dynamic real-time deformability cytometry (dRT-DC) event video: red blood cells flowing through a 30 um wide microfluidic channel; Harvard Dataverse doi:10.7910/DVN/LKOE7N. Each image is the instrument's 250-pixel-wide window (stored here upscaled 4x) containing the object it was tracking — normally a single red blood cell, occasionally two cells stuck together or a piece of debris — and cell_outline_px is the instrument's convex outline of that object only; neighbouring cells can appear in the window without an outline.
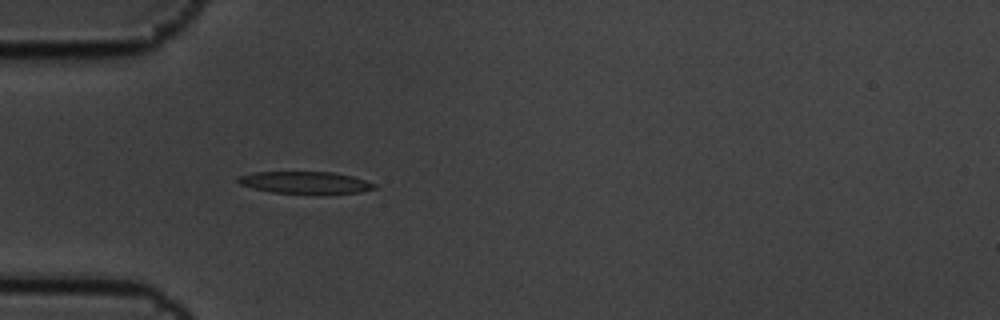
{"species": "common noctule bat (a hibernating species)", "species_latin": "Nyctalus noctula", "temperature_condition": "cold", "stored_images_in_passage": 4, "camera_frame_rate_fps": 3000, "um_per_image_px": 0.085, "animal": {"sex": "male", "body_mass_g": 19.5, "forearm_length_mm": 54.6}, "frame": {"image": 1, "passage_image": 4, "time_ms": 1.0, "image_size_px": [1000, 320], "cell_outline_px": [[376, 188], [360, 192], [320, 196], [272, 192], [252, 188], [240, 184], [236, 180], [236, 176], [252, 172], [336, 172], [352, 176], [376, 184]], "centroid_in_image_um": [25.95, 15.55], "position_along_channel_um": 59.1, "area_um2": 18.32}}